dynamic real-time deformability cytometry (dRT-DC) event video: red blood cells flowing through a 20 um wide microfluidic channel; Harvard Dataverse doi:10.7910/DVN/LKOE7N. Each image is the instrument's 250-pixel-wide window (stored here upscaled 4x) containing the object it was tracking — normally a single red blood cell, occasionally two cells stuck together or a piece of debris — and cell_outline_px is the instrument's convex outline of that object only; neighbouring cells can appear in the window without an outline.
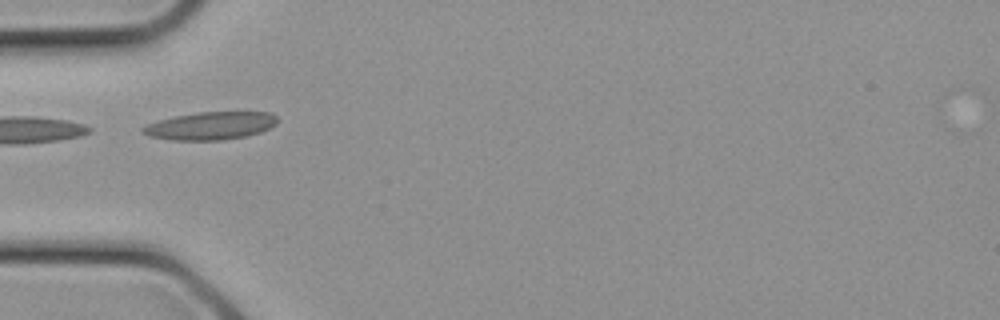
{"species": "common noctule bat (a hibernating species)", "species_latin": "Nyctalus noctula", "temperature_condition": "cold", "stored_images_in_passage": 11, "camera_frame_rate_fps": 3000, "um_per_image_px": 0.085, "animal": {"sex": "female", "body_mass_g": 21.9}, "frame": {"image": 1, "passage_image": 8, "time_ms": 2.333, "image_size_px": [1000, 320], "cell_outline_px": [[276, 124], [260, 132], [244, 136], [224, 140], [172, 140], [148, 136], [140, 132], [140, 128], [148, 124], [160, 120], [176, 116], [200, 112], [272, 112], [276, 116]], "centroid_in_image_um": [17.87, 10.69], "position_along_channel_um": 67.1, "area_um2": 21.68}}
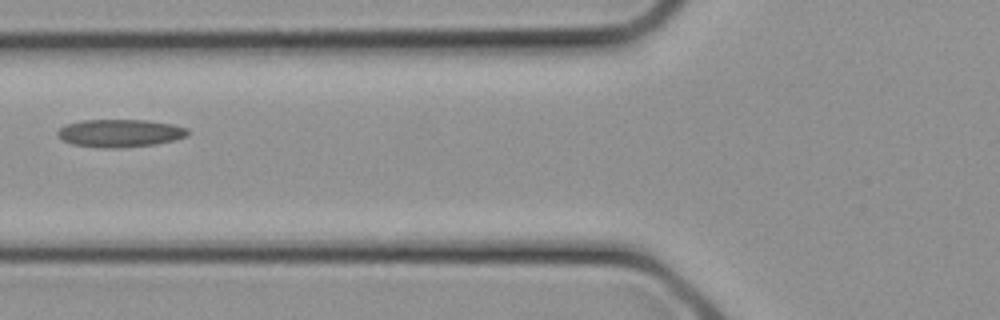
{"frame": {"image": 2, "passage_image": 10, "time_ms": 3.0, "image_size_px": [1000, 320], "cell_outline_px": [[188, 136], [156, 144], [120, 148], [100, 148], [72, 144], [64, 140], [56, 132], [64, 124], [84, 120], [148, 120], [172, 124], [188, 128]], "centroid_in_image_um": [10.2, 11.31], "position_along_channel_um": 115.6, "area_um2": 21.1}}